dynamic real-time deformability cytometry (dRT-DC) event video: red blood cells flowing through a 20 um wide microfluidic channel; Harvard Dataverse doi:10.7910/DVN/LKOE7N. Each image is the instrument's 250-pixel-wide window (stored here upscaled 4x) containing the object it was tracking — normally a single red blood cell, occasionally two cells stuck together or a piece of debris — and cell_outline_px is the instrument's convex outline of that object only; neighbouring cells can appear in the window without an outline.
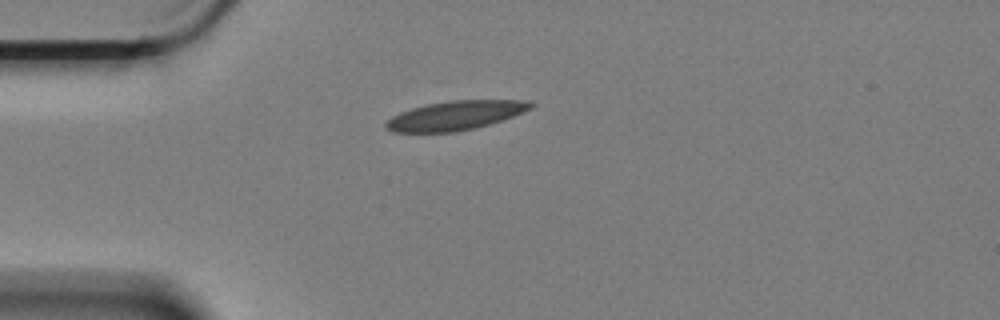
{"species": "Egyptian fruit bat (a non-hibernating species)", "species_latin": "Rousettus aegyptiacus", "temperature_condition": "cold", "stored_images_in_passage": 29, "camera_frame_rate_fps": 3000, "um_per_image_px": 0.085, "animal": {"sex": "female"}, "frame": {"image": 1, "passage_image": 1, "time_ms": 0.0, "image_size_px": [1000, 320], "cell_outline_px": [[536, 104], [532, 108], [524, 112], [488, 124], [456, 132], [392, 132], [384, 124], [392, 116], [400, 112], [412, 108], [428, 104], [448, 100], [524, 100]], "centroid_in_image_um": [38.71, 9.8], "position_along_channel_um": 46.3, "area_um2": 24.33}}
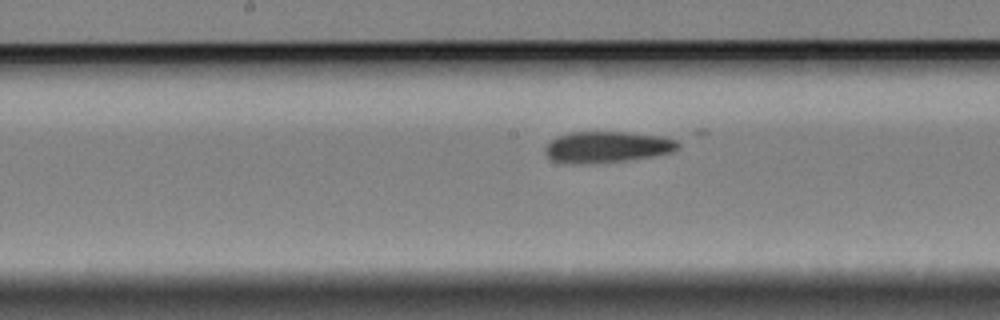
{"frame": {"image": 2, "passage_image": 16, "time_ms": 5.0, "image_size_px": [1000, 320], "cell_outline_px": [[680, 148], [672, 152], [624, 160], [584, 164], [560, 164], [548, 160], [544, 152], [544, 148], [556, 136], [572, 132], [628, 132], [664, 136], [676, 140], [680, 144]], "centroid_in_image_um": [51.53, 12.5], "position_along_channel_um": 196.7, "area_um2": 24.45}}
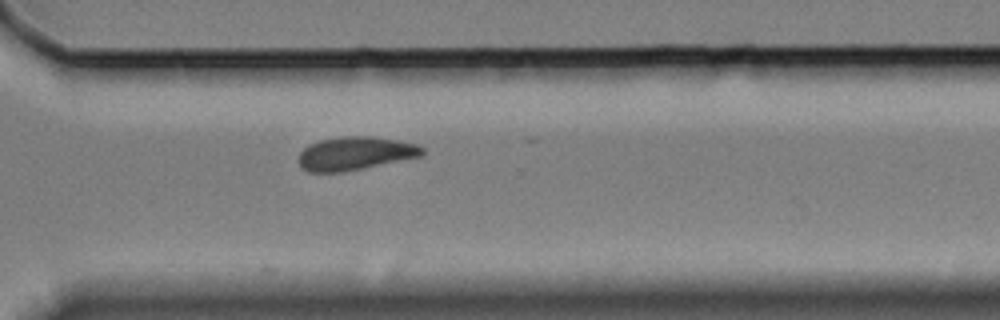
{"frame": {"image": 3, "passage_image": 29, "time_ms": 9.333, "image_size_px": [1000, 320], "cell_outline_px": [[424, 156], [340, 172], [308, 172], [300, 168], [296, 160], [300, 152], [308, 144], [320, 140], [340, 136], [372, 136], [396, 140], [416, 144], [424, 148]], "centroid_in_image_um": [30.14, 13.04], "position_along_channel_um": 340.5, "area_um2": 24.22}}